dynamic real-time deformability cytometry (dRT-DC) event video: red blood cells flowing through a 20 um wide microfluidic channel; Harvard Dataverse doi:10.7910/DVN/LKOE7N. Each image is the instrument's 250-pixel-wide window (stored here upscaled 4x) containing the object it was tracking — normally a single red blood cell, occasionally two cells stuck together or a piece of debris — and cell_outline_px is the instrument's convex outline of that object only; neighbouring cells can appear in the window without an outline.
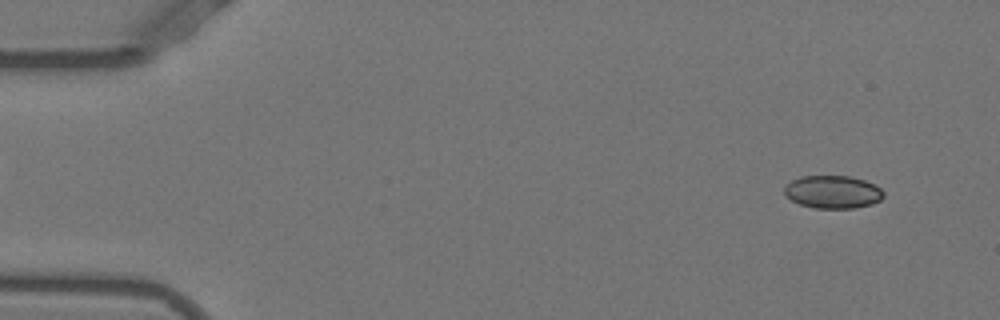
{"species": "Egyptian fruit bat (a non-hibernating species)", "species_latin": "Rousettus aegyptiacus", "temperature_condition": "warm", "stored_images_in_passage": 51, "camera_frame_rate_fps": 3000, "um_per_image_px": 0.085, "animal": {"sex": "female"}, "frame": {"image": 1, "passage_image": 3, "time_ms": 0.667, "image_size_px": [1000, 320], "cell_outline_px": [[884, 196], [880, 200], [872, 204], [852, 208], [816, 208], [800, 204], [792, 200], [784, 192], [784, 188], [792, 180], [800, 176], [848, 176], [864, 180], [876, 184], [884, 192]], "centroid_in_image_um": [70.82, 16.31], "position_along_channel_um": 14.2, "area_um2": 18.9}}
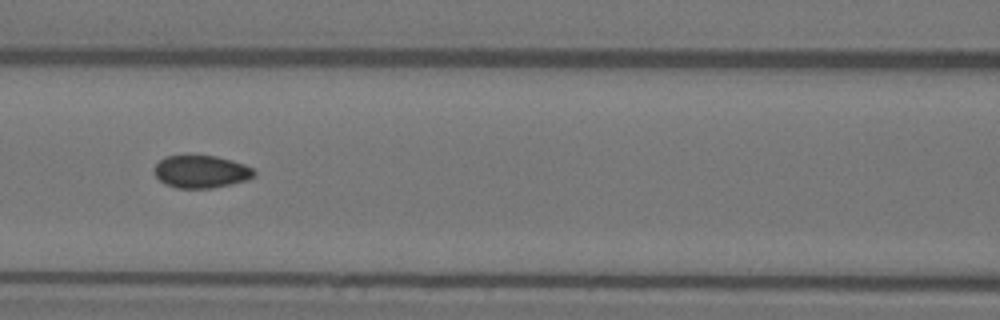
{"frame": {"image": 2, "passage_image": 22, "time_ms": 7.0, "image_size_px": [1000, 320], "cell_outline_px": [[256, 176], [248, 180], [232, 184], [212, 188], [176, 188], [164, 184], [156, 176], [152, 168], [164, 156], [216, 156], [232, 160], [244, 164], [252, 168], [256, 172]], "centroid_in_image_um": [17.1, 14.6], "position_along_channel_um": 149.5, "area_um2": 19.13}}
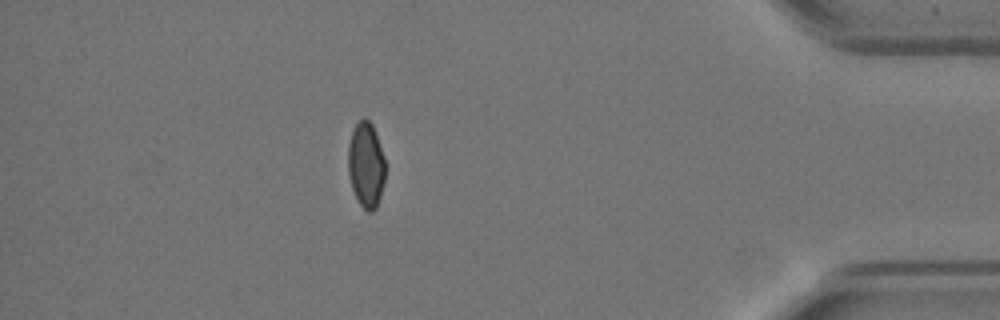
{"frame": {"image": 3, "passage_image": 45, "time_ms": 14.667, "image_size_px": [1000, 320], "cell_outline_px": [[384, 180], [380, 196], [376, 208], [372, 212], [368, 212], [360, 204], [352, 188], [348, 172], [348, 144], [352, 132], [356, 124], [364, 116], [372, 124], [384, 156]], "centroid_in_image_um": [31.1, 14.01], "position_along_channel_um": 404.1, "area_um2": 18.32}, "authors_computed_cell_mechanics": {"area_um2": 19.2474, "velocity_mm_per_s": 3.9109, "shape_relaxation_time_tau1_ms": null, "shape_relaxation_time_tau2_ms": 0.9479, "deformation_change_tau1": null, "deformation_change_tau2": 0.0346}}